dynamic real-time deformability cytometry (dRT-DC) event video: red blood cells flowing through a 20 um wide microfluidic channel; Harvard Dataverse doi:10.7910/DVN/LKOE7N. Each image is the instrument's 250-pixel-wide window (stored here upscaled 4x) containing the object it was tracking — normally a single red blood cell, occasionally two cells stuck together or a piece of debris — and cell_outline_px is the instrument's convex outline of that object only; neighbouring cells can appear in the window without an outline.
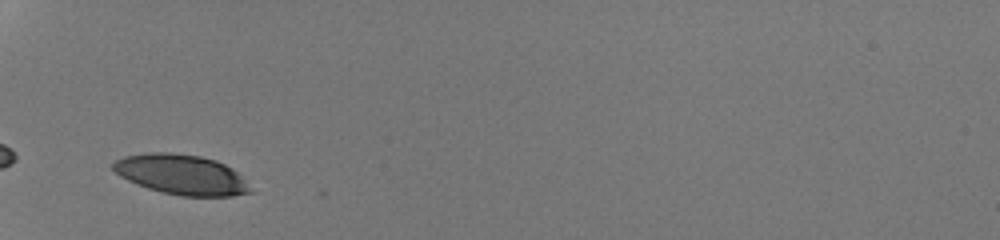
{"species": "human", "species_latin": "Homo sapiens", "temperature_condition": "room temperature", "stored_images_in_passage": 25, "camera_frame_rate_fps": 3000, "um_per_image_px": 0.085, "donor": {"sex": "male"}, "frame": {"image": 1, "passage_image": 1, "time_ms": 0.0, "image_size_px": [1000, 240], "cell_outline_px": [[252, 192], [232, 196], [180, 196], [160, 192], [136, 184], [120, 176], [112, 168], [112, 164], [116, 160], [124, 156], [148, 152], [172, 152], [200, 156], [216, 160], [232, 168], [244, 180]], "centroid_in_image_um": [15.39, 14.83], "position_along_channel_um": 69.6, "area_um2": 31.96}}
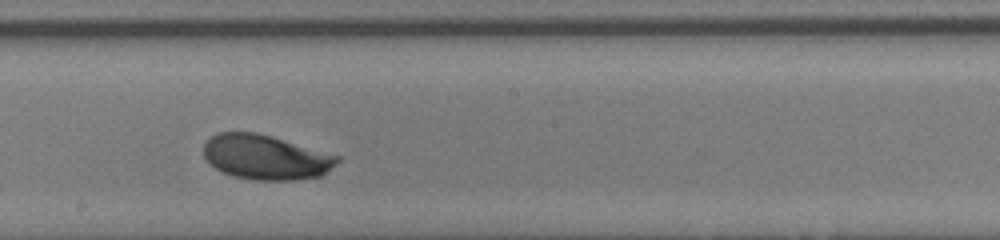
{"frame": {"image": 2, "passage_image": 13, "time_ms": 4.0, "image_size_px": [1000, 240], "cell_outline_px": [[340, 160], [328, 172], [320, 176], [296, 180], [256, 180], [232, 176], [208, 164], [204, 156], [204, 144], [216, 132], [256, 132], [272, 136], [340, 156]], "centroid_in_image_um": [22.59, 13.36], "position_along_channel_um": 225.6, "area_um2": 34.97}}
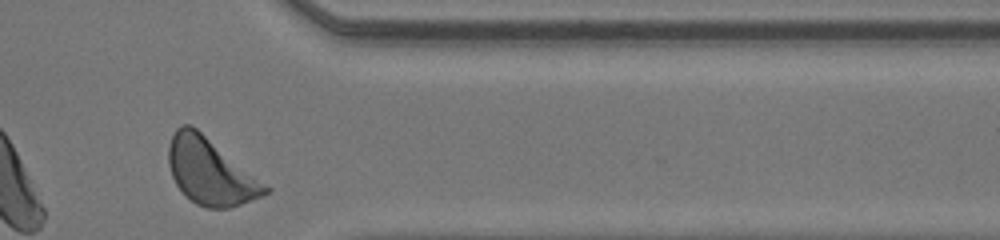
{"frame": {"image": 3, "passage_image": 25, "time_ms": 8.0, "image_size_px": [1000, 240], "cell_outline_px": [[272, 188], [268, 192], [260, 196], [240, 204], [228, 208], [204, 208], [196, 204], [176, 184], [172, 176], [168, 164], [168, 144], [176, 128], [180, 124], [188, 124], [196, 128]], "centroid_in_image_um": [17.86, 14.57], "position_along_channel_um": 393.5, "area_um2": 36.88}, "authors_computed_cell_mechanics": {"area_um2": 34.391, "velocity_mm_per_s": 4.2702, "shape_relaxation_time_tau1_ms": 1.7794, "shape_relaxation_time_tau2_ms": null, "deformation_change_tau1": 0.1033, "deformation_change_tau2": null}}